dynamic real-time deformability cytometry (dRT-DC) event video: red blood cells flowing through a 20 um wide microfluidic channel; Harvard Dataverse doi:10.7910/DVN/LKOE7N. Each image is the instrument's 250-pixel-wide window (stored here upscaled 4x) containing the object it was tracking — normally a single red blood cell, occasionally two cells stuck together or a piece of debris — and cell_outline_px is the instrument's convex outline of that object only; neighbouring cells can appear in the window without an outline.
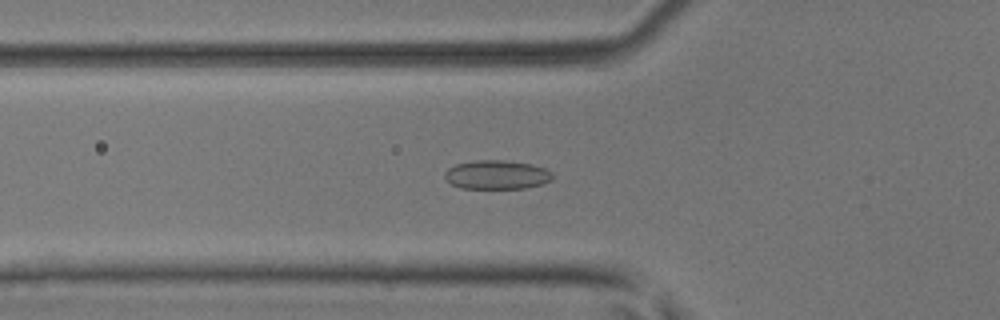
{"species": "common noctule bat (a hibernating species)", "species_latin": "Nyctalus noctula", "temperature_condition": "room temperature", "stored_images_in_passage": 50, "camera_frame_rate_fps": 3000, "um_per_image_px": 0.085, "animal": {"sex": "male", "body_mass_g": 17.9, "forearm_length_mm": 54.2}, "frame": {"image": 1, "passage_image": 18, "time_ms": 5.667, "image_size_px": [1000, 320], "cell_outline_px": [[552, 180], [540, 184], [524, 188], [460, 188], [444, 180], [444, 172], [448, 168], [456, 164], [476, 160], [504, 160], [532, 164], [544, 168], [552, 172]], "centroid_in_image_um": [42.19, 14.85], "position_along_channel_um": 83.6, "area_um2": 18.21}}
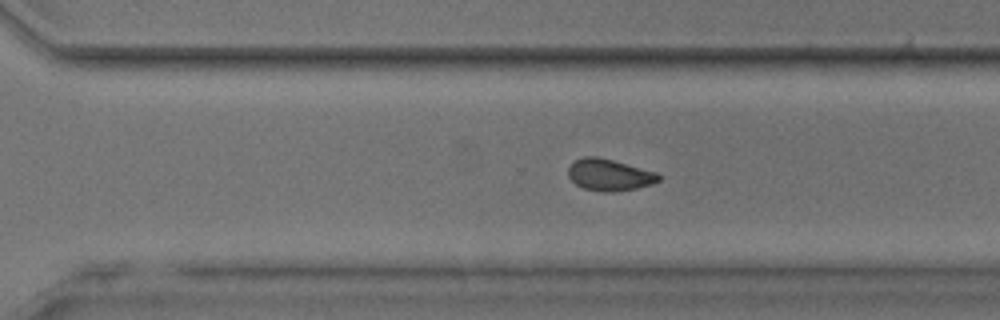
{"frame": {"image": 2, "passage_image": 35, "time_ms": 11.333, "image_size_px": [1000, 320], "cell_outline_px": [[660, 180], [652, 184], [636, 188], [612, 192], [604, 192], [584, 188], [576, 184], [568, 176], [568, 168], [576, 160], [584, 156], [596, 156], [612, 160], [656, 172], [660, 176]], "centroid_in_image_um": [51.79, 14.86], "position_along_channel_um": 318.8, "area_um2": 16.47}}
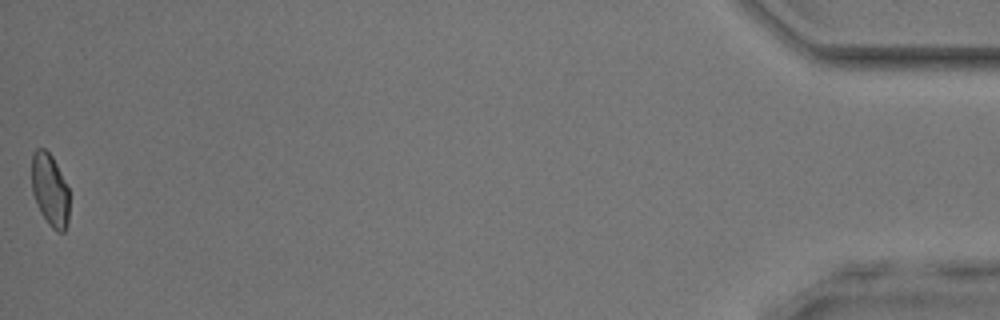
{"frame": {"image": 3, "passage_image": 50, "time_ms": 16.333, "image_size_px": [1000, 320], "cell_outline_px": [[68, 220], [64, 232], [56, 232], [48, 224], [40, 212], [32, 192], [32, 152], [36, 148], [44, 148], [52, 156], [68, 188]], "centroid_in_image_um": [4.23, 16.15], "position_along_channel_um": 431.0, "area_um2": 15.84}, "authors_computed_cell_mechanics": {"area_um2": 17.1955, "velocity_mm_per_s": 4.1547, "shape_relaxation_time_tau1_ms": 8.8205, "shape_relaxation_time_tau2_ms": 1.637, "deformation_change_tau1": 0.152, "deformation_change_tau2": 0.0573}}